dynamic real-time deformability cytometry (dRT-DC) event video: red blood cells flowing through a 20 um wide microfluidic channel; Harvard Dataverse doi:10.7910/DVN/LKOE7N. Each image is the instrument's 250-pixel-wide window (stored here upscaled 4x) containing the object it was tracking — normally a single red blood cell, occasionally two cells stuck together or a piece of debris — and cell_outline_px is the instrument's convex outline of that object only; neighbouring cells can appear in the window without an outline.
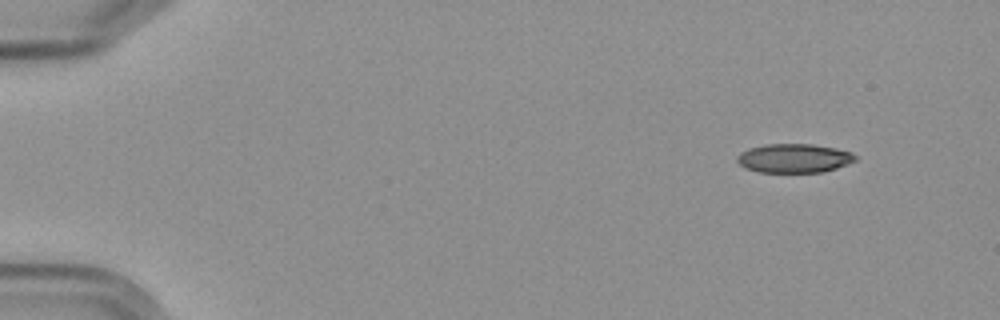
{"species": "Egyptian fruit bat (a non-hibernating species)", "species_latin": "Rousettus aegyptiacus", "temperature_condition": "cold", "stored_images_in_passage": 7, "camera_frame_rate_fps": 3000, "um_per_image_px": 0.085, "frame": {"image": 1, "passage_image": 1, "time_ms": 0.0, "image_size_px": [1000, 320], "cell_outline_px": [[856, 160], [848, 164], [824, 172], [760, 172], [744, 168], [736, 160], [736, 156], [740, 152], [748, 148], [768, 144], [812, 144], [836, 148], [852, 152], [856, 156]], "centroid_in_image_um": [67.49, 13.45], "position_along_channel_um": 17.5, "area_um2": 20.06}}
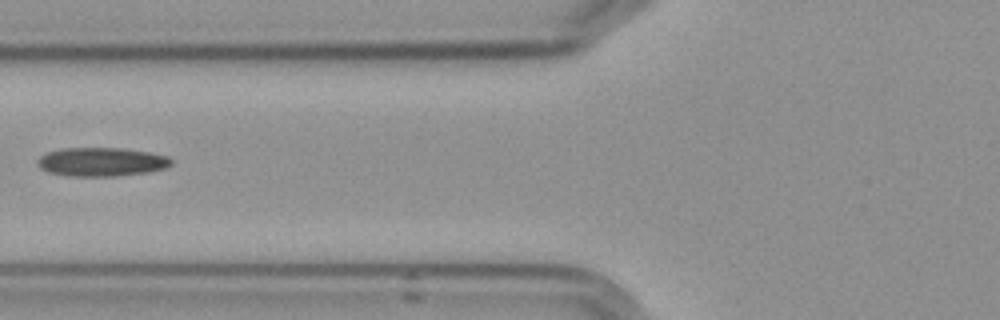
{"frame": {"image": 2, "passage_image": 6, "time_ms": 6.0, "image_size_px": [1000, 320], "cell_outline_px": [[172, 164], [164, 168], [148, 172], [112, 176], [68, 176], [48, 172], [40, 168], [36, 164], [36, 160], [40, 156], [48, 152], [64, 148], [124, 148], [148, 152], [168, 156], [172, 160]], "centroid_in_image_um": [8.6, 13.76], "position_along_channel_um": 117.2, "area_um2": 22.43}}
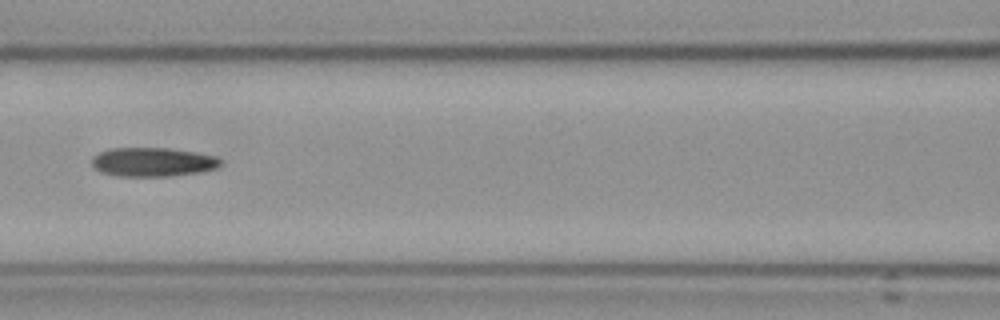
{"frame": {"image": 3, "passage_image": 7, "time_ms": 7.0, "image_size_px": [1000, 320], "cell_outline_px": [[220, 164], [216, 168], [204, 172], [168, 176], [112, 176], [100, 172], [92, 168], [92, 156], [100, 152], [112, 148], [168, 148], [196, 152], [216, 156], [220, 160]], "centroid_in_image_um": [12.95, 13.78], "position_along_channel_um": 153.6, "area_um2": 21.96}}